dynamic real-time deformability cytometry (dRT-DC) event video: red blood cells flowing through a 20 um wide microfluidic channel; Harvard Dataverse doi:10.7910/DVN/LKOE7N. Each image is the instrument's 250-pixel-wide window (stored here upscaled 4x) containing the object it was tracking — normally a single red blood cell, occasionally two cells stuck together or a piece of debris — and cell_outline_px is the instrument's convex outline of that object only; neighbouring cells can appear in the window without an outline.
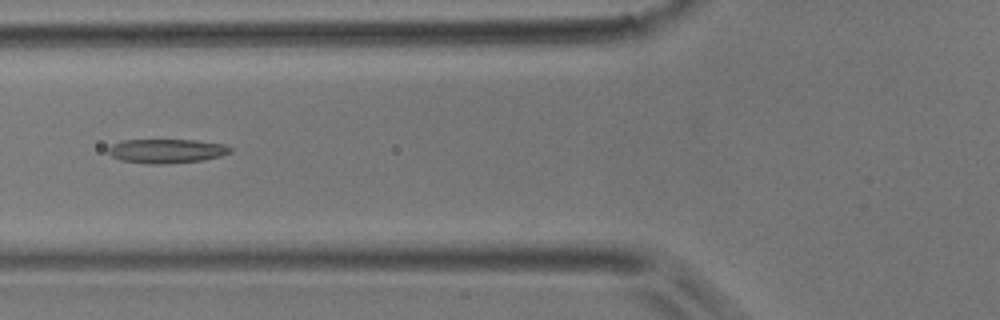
{"species": "common noctule bat (a hibernating species)", "species_latin": "Nyctalus noctula", "temperature_condition": "room temperature", "stored_images_in_passage": 2, "camera_frame_rate_fps": 3000, "um_per_image_px": 0.085, "animal": {"sex": "male", "body_mass_g": 17.9}, "frame": {"image": 1, "passage_image": 2, "time_ms": 0.333, "image_size_px": [1000, 320], "cell_outline_px": [[232, 152], [220, 156], [204, 160], [160, 164], [148, 164], [120, 160], [112, 156], [108, 152], [108, 148], [112, 144], [120, 140], [196, 140], [228, 144], [232, 148]], "centroid_in_image_um": [14.19, 12.83], "position_along_channel_um": 111.6, "area_um2": 17.34}}